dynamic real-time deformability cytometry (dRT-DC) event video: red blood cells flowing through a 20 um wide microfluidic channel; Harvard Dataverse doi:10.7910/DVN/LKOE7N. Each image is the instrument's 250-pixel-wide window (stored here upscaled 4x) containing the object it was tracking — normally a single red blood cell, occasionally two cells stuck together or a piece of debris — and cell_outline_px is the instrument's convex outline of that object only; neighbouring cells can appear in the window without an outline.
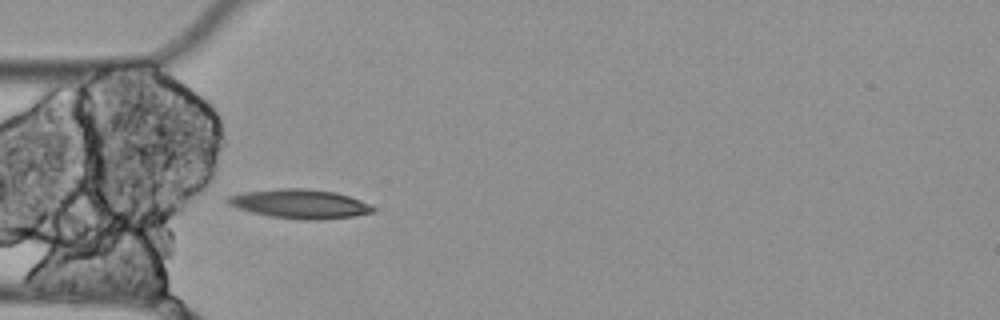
{"species": "Egyptian fruit bat (a non-hibernating species)", "species_latin": "Rousettus aegyptiacus", "temperature_condition": "cold", "stored_images_in_passage": 8, "camera_frame_rate_fps": 3000, "um_per_image_px": 0.085, "animal": {"sex": "female"}, "frame": {"image": 1, "passage_image": 5, "time_ms": 1.333, "image_size_px": [1000, 320], "cell_outline_px": [[376, 208], [372, 212], [352, 216], [320, 220], [304, 220], [268, 216], [252, 212], [228, 204], [224, 200], [228, 196], [244, 192], [280, 188], [308, 188], [336, 192], [360, 200]], "centroid_in_image_um": [25.47, 17.32], "position_along_channel_um": 59.5, "area_um2": 24.57}}
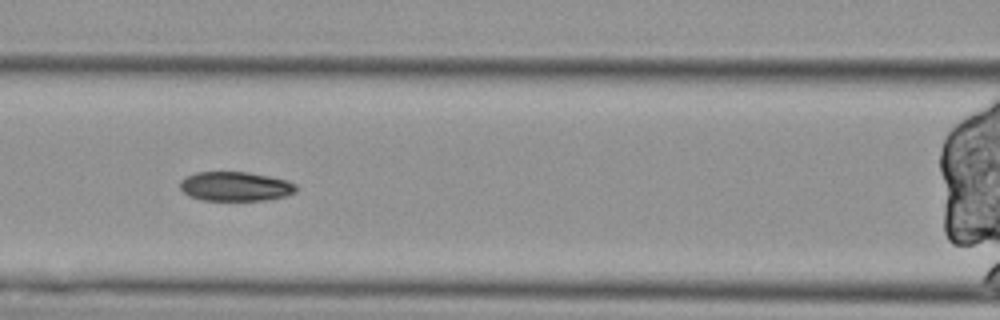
{"frame": {"image": 2, "passage_image": 7, "time_ms": 2.0, "image_size_px": [1000, 320], "cell_outline_px": [[296, 192], [284, 196], [268, 200], [200, 200], [188, 196], [180, 188], [180, 180], [184, 176], [196, 172], [248, 172], [268, 176], [284, 180], [296, 184]], "centroid_in_image_um": [19.96, 15.84], "position_along_channel_um": 146.6, "area_um2": 19.88}}
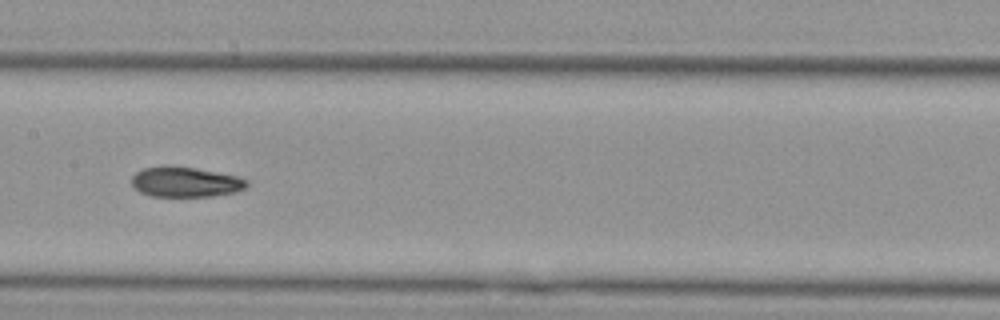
{"frame": {"image": 3, "passage_image": 8, "time_ms": 2.333, "image_size_px": [1000, 320], "cell_outline_px": [[248, 184], [244, 188], [236, 192], [212, 196], [152, 196], [140, 192], [132, 188], [132, 176], [136, 172], [144, 168], [160, 164], [168, 164], [196, 168], [236, 176], [248, 180]], "centroid_in_image_um": [15.71, 15.45], "position_along_channel_um": 191.7, "area_um2": 20.52}}